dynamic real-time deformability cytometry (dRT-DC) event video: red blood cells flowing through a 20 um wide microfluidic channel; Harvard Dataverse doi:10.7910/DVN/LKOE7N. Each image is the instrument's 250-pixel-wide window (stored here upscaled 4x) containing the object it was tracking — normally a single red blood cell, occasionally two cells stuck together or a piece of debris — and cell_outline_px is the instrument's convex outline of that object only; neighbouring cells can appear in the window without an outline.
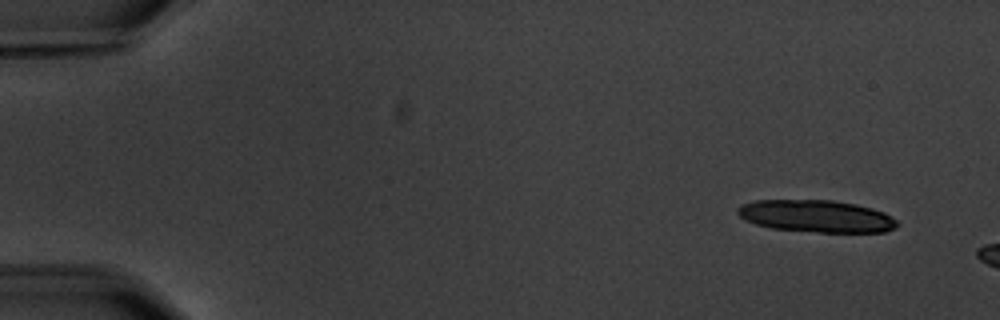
{"species": "common noctule bat (a hibernating species)", "species_latin": "Nyctalus noctula", "temperature_condition": "warm", "stored_images_in_passage": 3, "camera_frame_rate_fps": 3000, "um_per_image_px": 0.085, "animal": {"sex": "male", "body_mass_g": 20.1, "forearm_length_mm": 53.5}, "frame": {"image": 1, "passage_image": 1, "time_ms": 0.0, "image_size_px": [1000, 320], "cell_outline_px": [[900, 224], [896, 228], [884, 232], [820, 232], [772, 228], [756, 224], [744, 220], [736, 212], [736, 208], [740, 204], [752, 200], [832, 200], [856, 204], [872, 208], [884, 212], [896, 220]], "centroid_in_image_um": [69.37, 18.36], "position_along_channel_um": 15.6, "area_um2": 30.11}}